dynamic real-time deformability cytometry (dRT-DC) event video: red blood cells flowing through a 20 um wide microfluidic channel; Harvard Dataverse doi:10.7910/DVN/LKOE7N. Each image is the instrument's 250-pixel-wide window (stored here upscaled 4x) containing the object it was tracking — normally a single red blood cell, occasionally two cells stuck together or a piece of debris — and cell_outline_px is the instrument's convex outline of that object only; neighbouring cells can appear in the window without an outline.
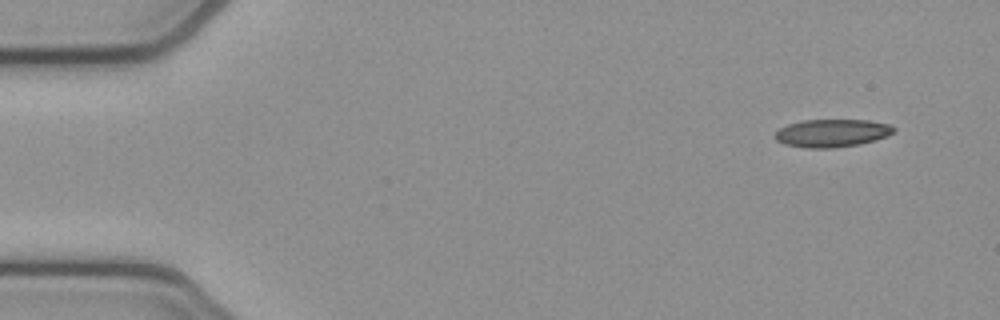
{"species": "common noctule bat (a hibernating species)", "species_latin": "Nyctalus noctula", "temperature_condition": "cold", "stored_images_in_passage": 48, "camera_frame_rate_fps": 3000, "um_per_image_px": 0.085, "animal": {"sex": "female", "body_mass_g": 21.9}, "frame": {"image": 1, "passage_image": 1, "time_ms": 0.0, "image_size_px": [1000, 320], "cell_outline_px": [[896, 128], [888, 136], [876, 140], [860, 144], [832, 148], [808, 148], [784, 144], [776, 140], [772, 136], [780, 128], [788, 124], [804, 120], [868, 120], [892, 124]], "centroid_in_image_um": [70.73, 11.31], "position_along_channel_um": 14.3, "area_um2": 19.42}}
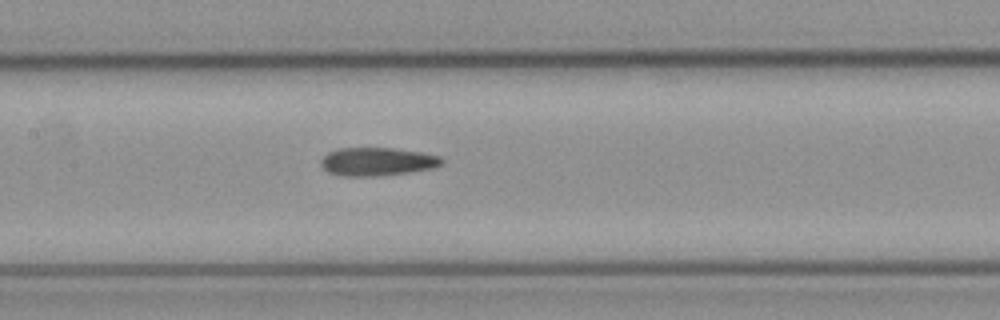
{"frame": {"image": 2, "passage_image": 22, "time_ms": 7.0, "image_size_px": [1000, 320], "cell_outline_px": [[444, 164], [436, 168], [380, 176], [340, 176], [328, 172], [320, 164], [320, 160], [328, 152], [336, 148], [392, 148], [420, 152], [440, 156], [444, 160]], "centroid_in_image_um": [32.07, 13.74], "position_along_channel_um": 175.3, "area_um2": 20.11}}
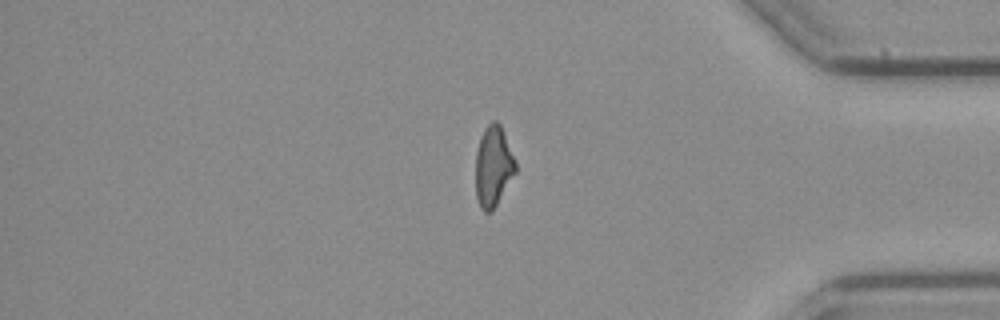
{"frame": {"image": 3, "passage_image": 41, "time_ms": 13.333, "image_size_px": [1000, 320], "cell_outline_px": [[516, 172], [492, 212], [484, 212], [480, 208], [476, 196], [476, 152], [480, 136], [484, 128], [492, 120], [496, 120], [500, 124], [504, 132], [516, 160]], "centroid_in_image_um": [41.93, 14.12], "position_along_channel_um": 393.3, "area_um2": 18.96}}